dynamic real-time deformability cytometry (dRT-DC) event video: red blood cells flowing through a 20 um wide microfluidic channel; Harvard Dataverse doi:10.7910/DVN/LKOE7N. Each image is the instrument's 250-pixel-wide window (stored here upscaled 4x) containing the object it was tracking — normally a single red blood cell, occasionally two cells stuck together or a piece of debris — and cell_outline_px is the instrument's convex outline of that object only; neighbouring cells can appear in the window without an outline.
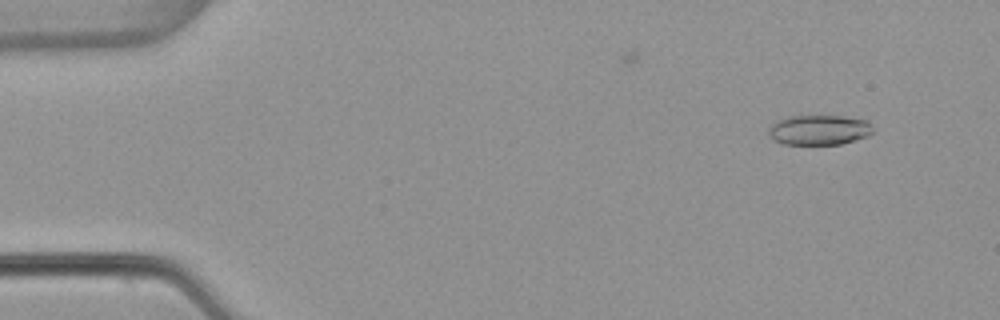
{"species": "common noctule bat (a hibernating species)", "species_latin": "Nyctalus noctula", "temperature_condition": "warm", "stored_images_in_passage": 52, "camera_frame_rate_fps": 3000, "um_per_image_px": 0.085, "animal": {"sex": "female", "body_mass_g": 22.7, "forearm_length_mm": 54.2}, "frame": {"image": 1, "passage_image": 4, "time_ms": 1.0, "image_size_px": [1000, 320], "cell_outline_px": [[876, 132], [868, 136], [856, 140], [840, 144], [784, 144], [776, 140], [768, 132], [768, 128], [776, 120], [788, 116], [844, 116], [868, 120], [876, 128]], "centroid_in_image_um": [69.71, 11.03], "position_along_channel_um": 15.3, "area_um2": 18.5}}
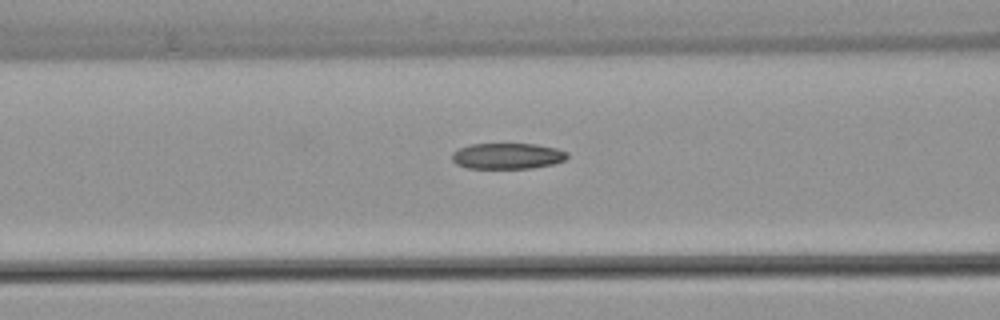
{"frame": {"image": 2, "passage_image": 21, "time_ms": 6.667, "image_size_px": [1000, 320], "cell_outline_px": [[568, 156], [564, 160], [556, 164], [532, 168], [468, 168], [456, 164], [452, 160], [452, 152], [468, 144], [536, 144], [556, 148], [568, 152]], "centroid_in_image_um": [43.14, 13.26], "position_along_channel_um": 123.5, "area_um2": 17.51}}
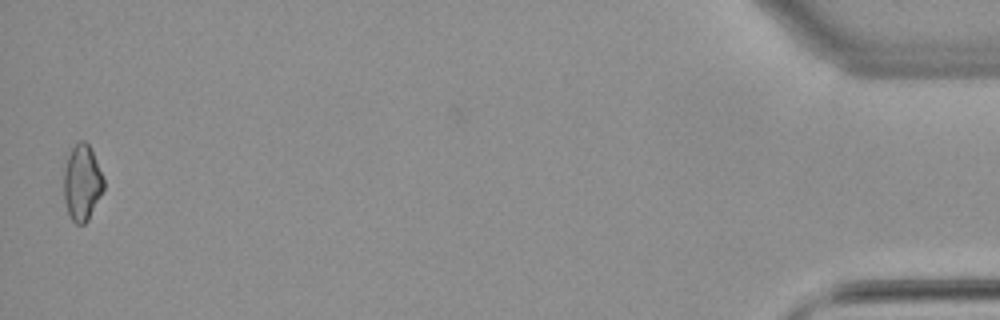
{"frame": {"image": 3, "passage_image": 52, "time_ms": 17.0, "image_size_px": [1000, 320], "cell_outline_px": [[104, 188], [88, 220], [84, 224], [76, 224], [68, 216], [64, 200], [64, 168], [68, 156], [72, 148], [80, 140], [84, 140], [88, 144], [92, 152], [104, 180]], "centroid_in_image_um": [6.95, 15.56], "position_along_channel_um": 428.2, "area_um2": 17.46}, "authors_computed_cell_mechanics": {"area_um2": 18.0914, "velocity_mm_per_s": 3.8581, "shape_relaxation_time_tau1_ms": null, "shape_relaxation_time_tau2_ms": 5.405, "deformation_change_tau1": null, "deformation_change_tau2": 0.1326}}